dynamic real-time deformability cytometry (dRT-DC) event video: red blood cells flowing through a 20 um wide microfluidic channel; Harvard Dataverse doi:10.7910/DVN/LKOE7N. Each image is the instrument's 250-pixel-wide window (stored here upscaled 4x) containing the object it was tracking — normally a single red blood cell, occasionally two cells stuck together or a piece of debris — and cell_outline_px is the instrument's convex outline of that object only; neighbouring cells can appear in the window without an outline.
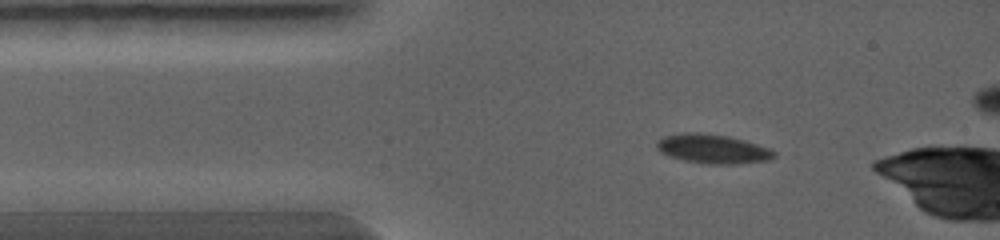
{"species": "common noctule bat (a hibernating species)", "species_latin": "Nyctalus noctula", "temperature_condition": "warm", "stored_images_in_passage": 7, "camera_frame_rate_fps": 5000, "um_per_image_px": 0.085, "animal": {"sex": "female", "body_mass_g": 19.0, "forearm_length_mm": 56.7}, "frame": {"image": 1, "passage_image": 1, "time_ms": 0.0, "image_size_px": [1000, 240], "cell_outline_px": [[776, 156], [768, 160], [732, 164], [708, 164], [684, 160], [668, 156], [660, 152], [656, 148], [656, 140], [664, 136], [680, 132], [700, 132], [728, 136], [744, 140], [768, 148], [776, 152]], "centroid_in_image_um": [60.52, 12.64], "position_along_channel_um": 24.5, "area_um2": 20.06}}
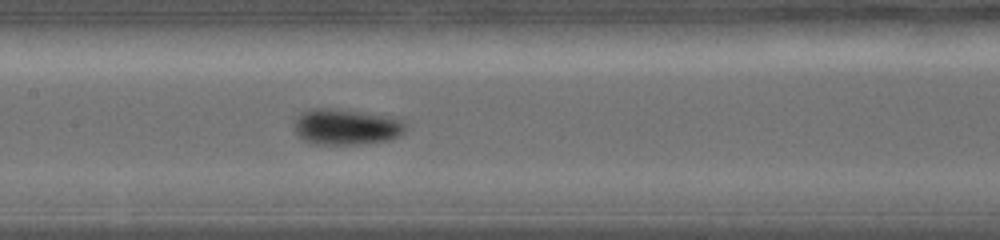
{"frame": {"image": 2, "passage_image": 6, "time_ms": 2.8, "image_size_px": [1000, 240], "cell_outline_px": [[404, 132], [400, 136], [388, 140], [360, 144], [312, 144], [304, 140], [296, 132], [292, 124], [296, 116], [300, 112], [312, 108], [336, 108], [392, 116], [404, 120]], "centroid_in_image_um": [29.4, 10.76], "position_along_channel_um": 178.0, "area_um2": 23.7}}
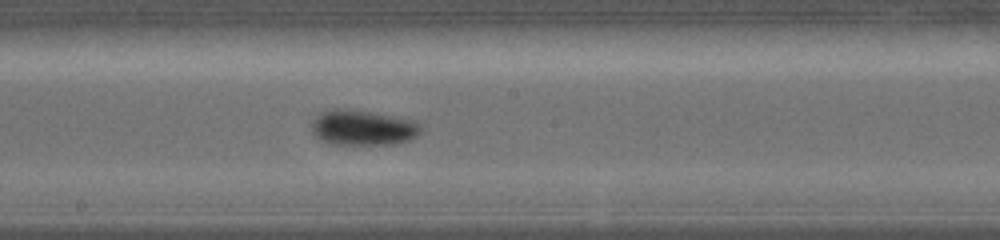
{"frame": {"image": 3, "passage_image": 7, "time_ms": 3.4, "image_size_px": [1000, 240], "cell_outline_px": [[420, 132], [416, 136], [408, 140], [392, 144], [328, 144], [320, 140], [312, 132], [312, 120], [320, 112], [332, 108], [344, 108], [416, 120], [420, 124]], "centroid_in_image_um": [30.8, 10.85], "position_along_channel_um": 217.4, "area_um2": 22.48}}